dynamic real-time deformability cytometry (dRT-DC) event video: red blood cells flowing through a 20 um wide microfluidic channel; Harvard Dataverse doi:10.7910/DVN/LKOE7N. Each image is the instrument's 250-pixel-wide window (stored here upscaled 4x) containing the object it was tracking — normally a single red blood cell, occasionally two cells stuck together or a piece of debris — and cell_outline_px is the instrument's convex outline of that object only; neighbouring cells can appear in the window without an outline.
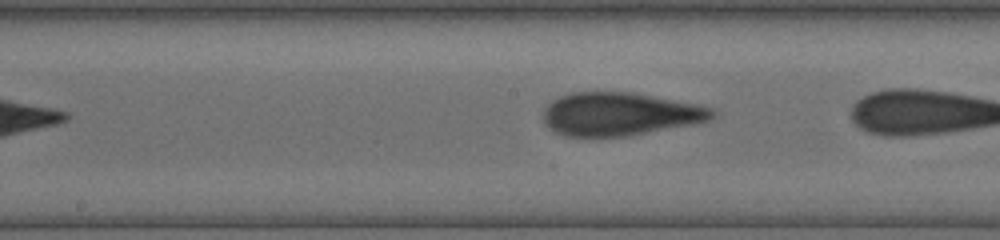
{"species": "human", "species_latin": "Homo sapiens", "temperature_condition": "cold", "stored_images_in_passage": 31, "camera_frame_rate_fps": 3000, "um_per_image_px": 0.085, "donor": {"sex": "female"}, "frame": {"image": 1, "passage_image": 25, "time_ms": 6.667, "image_size_px": [1000, 240], "cell_outline_px": [[716, 116], [708, 120], [696, 124], [624, 136], [564, 136], [552, 132], [544, 124], [544, 108], [552, 100], [560, 96], [572, 92], [632, 92], [696, 104], [712, 108], [716, 112]], "centroid_in_image_um": [52.66, 9.69], "position_along_channel_um": 195.5, "area_um2": 42.54}}
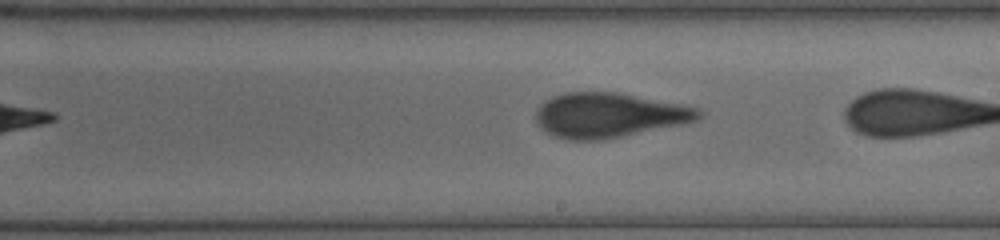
{"frame": {"image": 2, "passage_image": 30, "time_ms": 7.667, "image_size_px": [1000, 240], "cell_outline_px": [[708, 112], [704, 116], [696, 120], [680, 124], [620, 136], [596, 140], [568, 140], [552, 136], [544, 132], [536, 124], [536, 108], [544, 100], [552, 96], [564, 92], [616, 92], [680, 104], [700, 108]], "centroid_in_image_um": [51.72, 9.78], "position_along_channel_um": 237.3, "area_um2": 42.54}}